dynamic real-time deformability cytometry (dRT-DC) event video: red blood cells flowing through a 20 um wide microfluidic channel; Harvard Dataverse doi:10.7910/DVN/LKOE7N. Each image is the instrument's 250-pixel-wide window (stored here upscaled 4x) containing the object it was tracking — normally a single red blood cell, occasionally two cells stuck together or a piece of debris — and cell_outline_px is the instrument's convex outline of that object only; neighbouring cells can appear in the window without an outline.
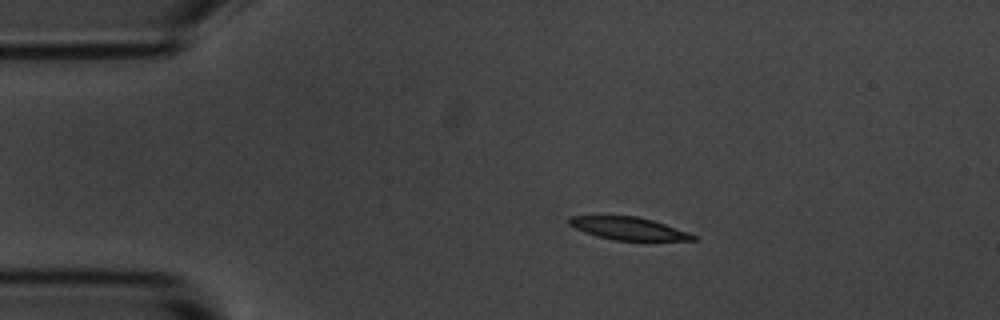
{"species": "common noctule bat (a hibernating species)", "species_latin": "Nyctalus noctula", "temperature_condition": "room temperature", "stored_images_in_passage": 5, "camera_frame_rate_fps": 3000, "um_per_image_px": 0.085, "animal": {"sex": "male", "body_mass_g": 20.1, "forearm_length_mm": 53.5}, "frame": {"image": 1, "passage_image": 3, "time_ms": 2.333, "image_size_px": [1000, 320], "cell_outline_px": [[696, 240], [616, 240], [596, 236], [584, 232], [568, 224], [568, 220], [572, 216], [636, 216], [652, 220], [688, 232], [696, 236]], "centroid_in_image_um": [53.4, 19.42], "position_along_channel_um": 31.6, "area_um2": 16.07}}
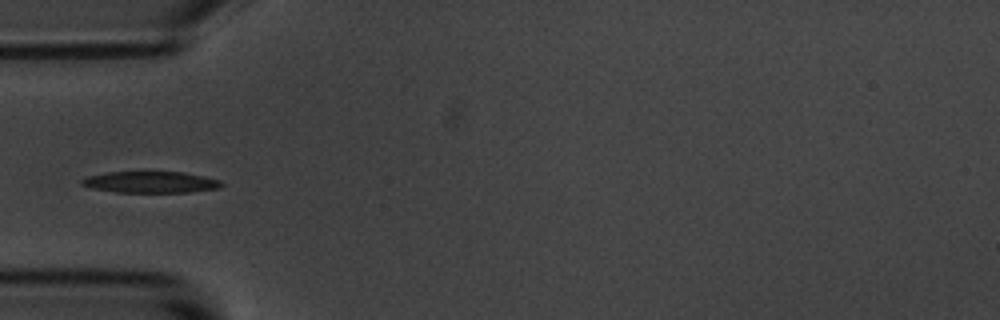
{"frame": {"image": 2, "passage_image": 5, "time_ms": 4.667, "image_size_px": [1000, 320], "cell_outline_px": [[224, 184], [220, 188], [188, 192], [116, 192], [92, 188], [80, 184], [80, 180], [88, 176], [108, 172], [184, 172], [204, 176], [220, 180]], "centroid_in_image_um": [12.82, 15.48], "position_along_channel_um": 72.2, "area_um2": 17.4}}